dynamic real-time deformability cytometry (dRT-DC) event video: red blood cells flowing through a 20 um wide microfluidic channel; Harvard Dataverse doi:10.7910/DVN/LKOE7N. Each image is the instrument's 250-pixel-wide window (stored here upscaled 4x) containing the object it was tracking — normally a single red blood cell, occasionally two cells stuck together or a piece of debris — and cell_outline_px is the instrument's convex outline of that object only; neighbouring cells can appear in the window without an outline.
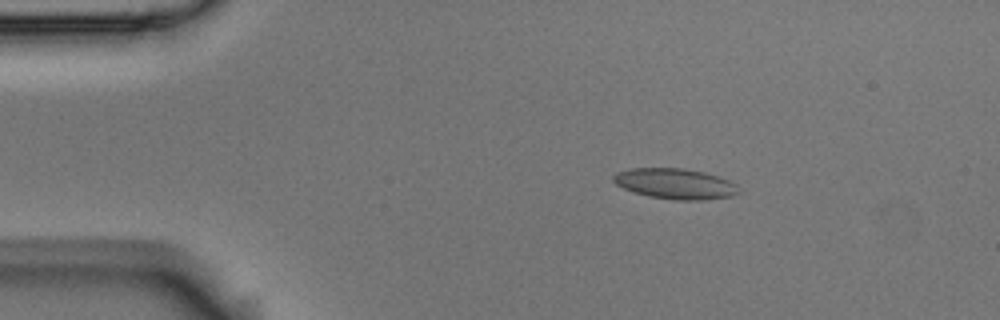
{"species": "Egyptian fruit bat (a non-hibernating species)", "species_latin": "Rousettus aegyptiacus", "temperature_condition": "room temperature", "stored_images_in_passage": 5, "camera_frame_rate_fps": 3000, "um_per_image_px": 0.085, "animal": {"sex": "male"}, "frame": {"image": 1, "passage_image": 3, "time_ms": 0.667, "image_size_px": [1000, 320], "cell_outline_px": [[740, 192], [732, 196], [708, 200], [676, 200], [648, 196], [632, 192], [616, 184], [612, 180], [612, 176], [616, 172], [628, 168], [684, 168], [704, 172], [728, 180], [736, 184]], "centroid_in_image_um": [57.37, 15.62], "position_along_channel_um": 27.6, "area_um2": 22.48}}
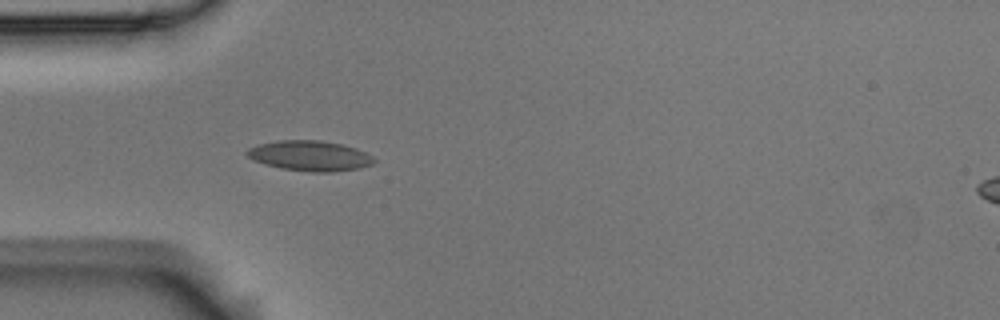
{"frame": {"image": 2, "passage_image": 5, "time_ms": 1.333, "image_size_px": [1000, 320], "cell_outline_px": [[376, 160], [372, 164], [360, 168], [332, 172], [312, 172], [280, 168], [264, 164], [252, 160], [244, 152], [248, 148], [260, 144], [280, 140], [320, 140], [340, 144], [356, 148], [372, 156]], "centroid_in_image_um": [26.32, 13.25], "position_along_channel_um": 58.7, "area_um2": 22.37}}